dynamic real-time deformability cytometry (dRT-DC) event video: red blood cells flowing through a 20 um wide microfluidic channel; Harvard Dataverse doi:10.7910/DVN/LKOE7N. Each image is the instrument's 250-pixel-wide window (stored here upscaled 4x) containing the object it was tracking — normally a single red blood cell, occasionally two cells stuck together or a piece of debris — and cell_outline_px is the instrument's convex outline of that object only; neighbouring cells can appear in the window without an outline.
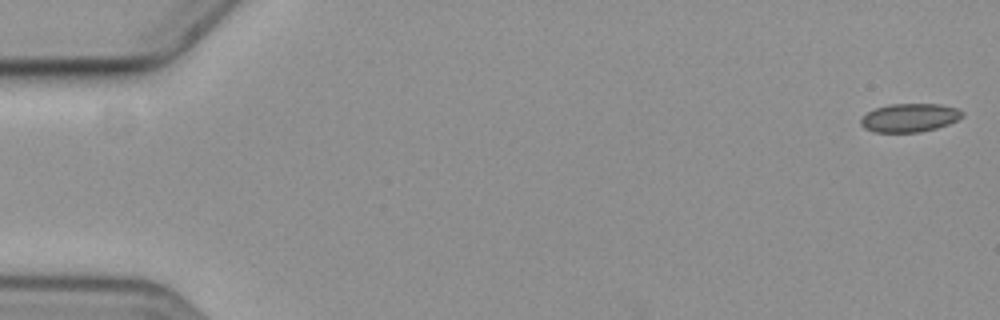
{"species": "common noctule bat (a hibernating species)", "species_latin": "Nyctalus noctula", "temperature_condition": "cold", "stored_images_in_passage": 6, "camera_frame_rate_fps": 3000, "um_per_image_px": 0.085, "animal": {"sex": "female", "body_mass_g": 19.3, "forearm_length_mm": 54.1}, "frame": {"image": 1, "passage_image": 6, "time_ms": 5.667, "image_size_px": [1000, 320], "cell_outline_px": [[964, 116], [948, 124], [936, 128], [920, 132], [872, 132], [864, 128], [860, 124], [860, 120], [868, 112], [876, 108], [888, 104], [940, 104], [956, 108], [964, 112]], "centroid_in_image_um": [77.31, 10.01], "position_along_channel_um": 7.7, "area_um2": 16.82}}